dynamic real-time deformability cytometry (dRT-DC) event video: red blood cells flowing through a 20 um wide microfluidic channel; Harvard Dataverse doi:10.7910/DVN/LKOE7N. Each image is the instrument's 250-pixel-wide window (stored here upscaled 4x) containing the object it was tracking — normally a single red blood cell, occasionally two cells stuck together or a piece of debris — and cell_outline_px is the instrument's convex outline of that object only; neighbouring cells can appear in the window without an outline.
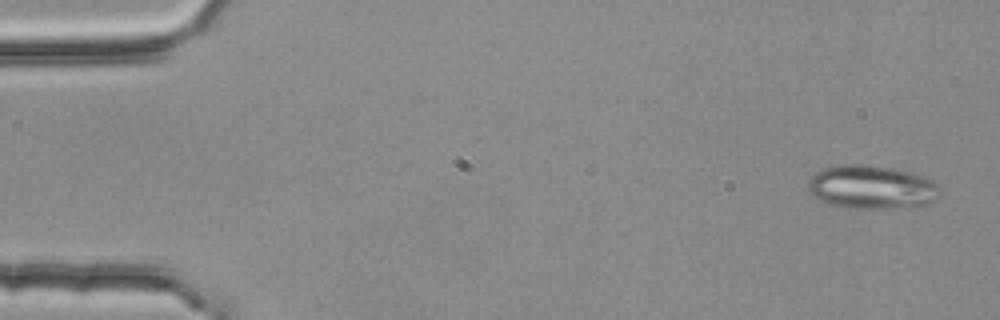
{"species": "common noctule bat (a hibernating species)", "species_latin": "Nyctalus noctula", "temperature_condition": "room temperature", "stored_images_in_passage": 3, "camera_frame_rate_fps": 3000, "um_per_image_px": 0.085, "animal": {"sex": "female", "body_mass_g": 25.1}, "frame": {"image": 1, "passage_image": 1, "time_ms": 0.0, "image_size_px": [1000, 320], "cell_outline_px": [[940, 196], [928, 204], [888, 208], [848, 208], [828, 204], [812, 196], [808, 192], [804, 184], [816, 172], [824, 168], [840, 164], [860, 164], [892, 168], [912, 172], [928, 176], [940, 188]], "centroid_in_image_um": [74.06, 15.9], "position_along_channel_um": 10.9, "area_um2": 33.93}}